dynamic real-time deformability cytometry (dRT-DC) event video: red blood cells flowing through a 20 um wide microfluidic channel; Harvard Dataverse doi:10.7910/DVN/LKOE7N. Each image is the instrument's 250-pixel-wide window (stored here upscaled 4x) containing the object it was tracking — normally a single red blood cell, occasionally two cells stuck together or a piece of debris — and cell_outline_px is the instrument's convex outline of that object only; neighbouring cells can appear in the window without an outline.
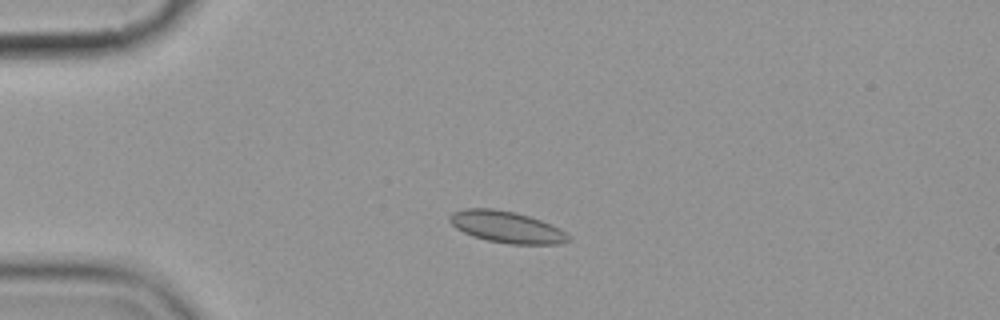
{"species": "common noctule bat (a hibernating species)", "species_latin": "Nyctalus noctula", "temperature_condition": "cold", "stored_images_in_passage": 4, "camera_frame_rate_fps": 3000, "um_per_image_px": 0.085, "animal": {"sex": "female", "body_mass_g": 19.9}, "frame": {"image": 1, "passage_image": 3, "time_ms": 2.333, "image_size_px": [1000, 320], "cell_outline_px": [[572, 240], [560, 244], [508, 244], [488, 240], [472, 236], [456, 228], [448, 220], [448, 216], [452, 212], [464, 208], [492, 208], [516, 212], [540, 220], [560, 228], [572, 236]], "centroid_in_image_um": [43.08, 19.29], "position_along_channel_um": 41.9, "area_um2": 22.08}}